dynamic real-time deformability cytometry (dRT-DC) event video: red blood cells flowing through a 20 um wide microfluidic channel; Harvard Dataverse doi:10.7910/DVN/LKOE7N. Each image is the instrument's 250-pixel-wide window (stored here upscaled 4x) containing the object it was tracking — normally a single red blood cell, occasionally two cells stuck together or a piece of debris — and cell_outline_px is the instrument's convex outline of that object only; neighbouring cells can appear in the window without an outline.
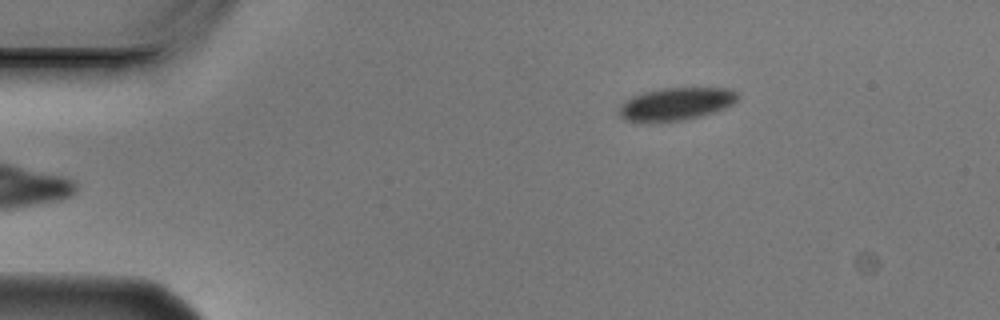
{"species": "Egyptian fruit bat (a non-hibernating species)", "species_latin": "Rousettus aegyptiacus", "temperature_condition": "cold", "stored_images_in_passage": 5, "camera_frame_rate_fps": 3000, "um_per_image_px": 0.085, "animal": {"sex": "male"}, "frame": {"image": 1, "passage_image": 5, "time_ms": 1.333, "image_size_px": [1000, 320], "cell_outline_px": [[740, 96], [732, 104], [724, 108], [712, 112], [684, 120], [624, 120], [616, 112], [620, 104], [624, 100], [632, 96], [644, 92], [660, 88], [732, 88]], "centroid_in_image_um": [57.44, 8.8], "position_along_channel_um": 27.6, "area_um2": 22.25}}